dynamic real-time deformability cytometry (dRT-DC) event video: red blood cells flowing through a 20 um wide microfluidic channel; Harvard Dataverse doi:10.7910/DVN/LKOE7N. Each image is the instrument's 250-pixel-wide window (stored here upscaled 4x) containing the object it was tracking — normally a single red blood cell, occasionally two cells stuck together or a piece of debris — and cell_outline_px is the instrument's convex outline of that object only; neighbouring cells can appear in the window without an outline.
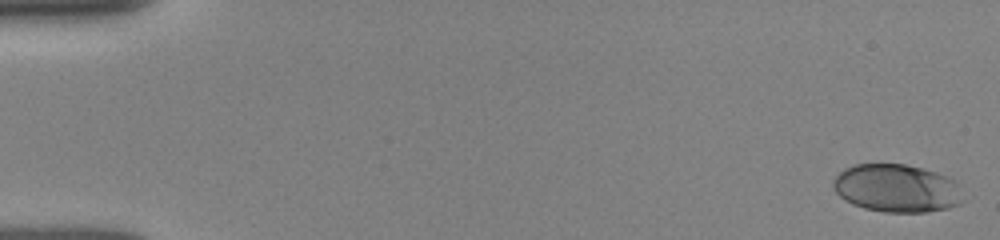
{"species": "human", "species_latin": "Homo sapiens", "temperature_condition": "room temperature", "stored_images_in_passage": 39, "camera_frame_rate_fps": 3000, "um_per_image_px": 0.085, "donor": {"sex": "female"}, "frame": {"image": 1, "passage_image": 1, "time_ms": 0.0, "image_size_px": [1000, 240], "cell_outline_px": [[960, 204], [948, 208], [928, 212], [884, 212], [864, 208], [852, 204], [844, 200], [832, 188], [832, 180], [844, 168], [856, 164], [904, 164], [924, 168], [948, 176], [956, 180], [960, 184]], "centroid_in_image_um": [76.21, 16.0], "position_along_channel_um": 8.8, "area_um2": 36.59}}
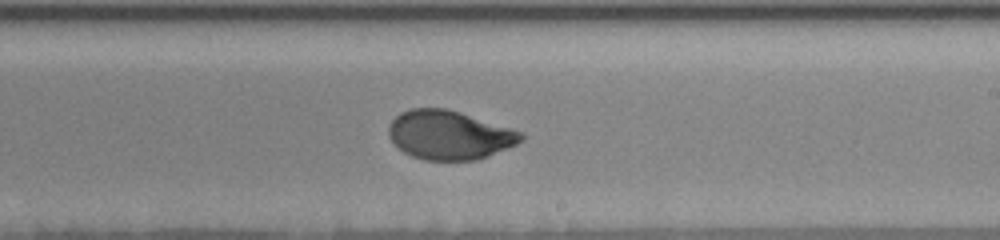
{"frame": {"image": 2, "passage_image": 21, "time_ms": 6.667, "image_size_px": [1000, 240], "cell_outline_px": [[524, 140], [508, 148], [488, 156], [476, 160], [424, 160], [412, 156], [404, 152], [388, 136], [388, 124], [400, 112], [408, 108], [444, 108], [460, 112], [524, 132]], "centroid_in_image_um": [38.2, 11.47], "position_along_channel_um": 250.8, "area_um2": 37.86}}
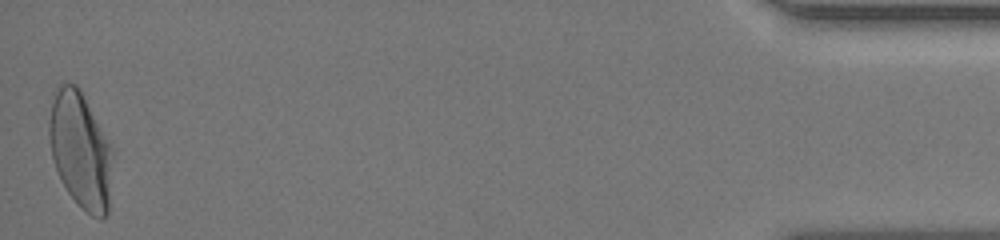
{"frame": {"image": 3, "passage_image": 39, "time_ms": 12.667, "image_size_px": [1000, 240], "cell_outline_px": [[112, 152], [108, 212], [100, 220], [92, 216], [80, 208], [68, 192], [60, 180], [52, 156], [48, 136], [48, 120], [56, 88], [60, 84], [76, 84], [80, 88], [112, 144]], "centroid_in_image_um": [6.84, 12.76], "position_along_channel_um": 428.4, "area_um2": 43.23}, "authors_computed_cell_mechanics": {"area_um2": 38.148, "velocity_mm_per_s": 3.9195, "shape_relaxation_time_tau1_ms": 3.492, "shape_relaxation_time_tau2_ms": null, "deformation_change_tau1": 0.1631, "deformation_change_tau2": null}}